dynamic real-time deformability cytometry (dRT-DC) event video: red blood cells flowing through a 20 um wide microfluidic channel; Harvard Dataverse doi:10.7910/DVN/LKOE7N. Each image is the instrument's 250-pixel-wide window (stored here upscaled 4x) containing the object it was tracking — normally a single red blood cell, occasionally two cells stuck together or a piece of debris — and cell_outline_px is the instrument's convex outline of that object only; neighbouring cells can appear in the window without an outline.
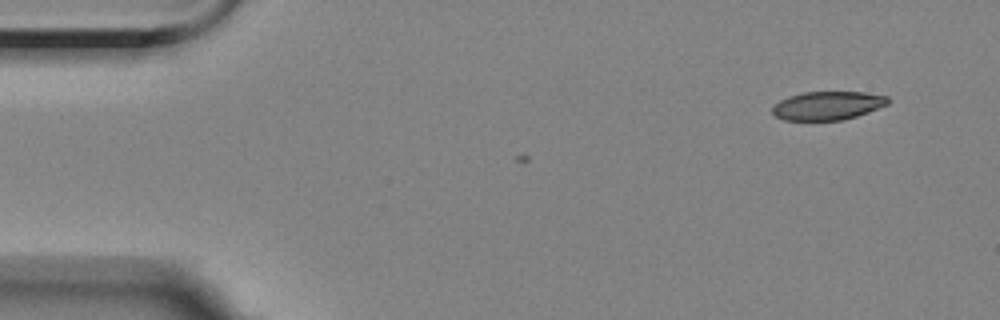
{"species": "Egyptian fruit bat (a non-hibernating species)", "species_latin": "Rousettus aegyptiacus", "temperature_condition": "room temperature", "stored_images_in_passage": 2, "camera_frame_rate_fps": 3000, "um_per_image_px": 0.085, "animal": {"sex": "female"}, "frame": {"image": 1, "passage_image": 2, "time_ms": 1.333, "image_size_px": [1000, 320], "cell_outline_px": [[888, 104], [868, 112], [856, 116], [840, 120], [784, 120], [776, 116], [772, 112], [772, 108], [780, 100], [788, 96], [804, 92], [864, 92], [888, 96]], "centroid_in_image_um": [70.34, 8.97], "position_along_channel_um": 14.7, "area_um2": 19.07}}